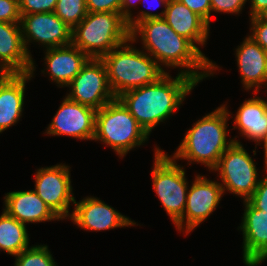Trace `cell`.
<instances>
[{
  "label": "cell",
  "instance_id": "obj_1",
  "mask_svg": "<svg viewBox=\"0 0 267 266\" xmlns=\"http://www.w3.org/2000/svg\"><path fill=\"white\" fill-rule=\"evenodd\" d=\"M130 37L134 42L141 37L143 50L160 66L179 68L180 73L189 75L198 83L219 70L216 62L206 57L191 41L178 35L163 18L140 22L130 32Z\"/></svg>",
  "mask_w": 267,
  "mask_h": 266
},
{
  "label": "cell",
  "instance_id": "obj_2",
  "mask_svg": "<svg viewBox=\"0 0 267 266\" xmlns=\"http://www.w3.org/2000/svg\"><path fill=\"white\" fill-rule=\"evenodd\" d=\"M197 85L198 82L189 75L178 72L172 78L167 72L155 83L130 89L117 98L150 135L154 127L180 109L187 95Z\"/></svg>",
  "mask_w": 267,
  "mask_h": 266
},
{
  "label": "cell",
  "instance_id": "obj_3",
  "mask_svg": "<svg viewBox=\"0 0 267 266\" xmlns=\"http://www.w3.org/2000/svg\"><path fill=\"white\" fill-rule=\"evenodd\" d=\"M227 104L220 105L197 120L188 129L182 142L173 155L174 160H187L188 164L201 163L211 171L221 155L234 142L228 137V123L231 115Z\"/></svg>",
  "mask_w": 267,
  "mask_h": 266
},
{
  "label": "cell",
  "instance_id": "obj_4",
  "mask_svg": "<svg viewBox=\"0 0 267 266\" xmlns=\"http://www.w3.org/2000/svg\"><path fill=\"white\" fill-rule=\"evenodd\" d=\"M131 44L134 40L129 38L101 58L107 70L108 84L116 98L130 89L155 83L167 73L152 56Z\"/></svg>",
  "mask_w": 267,
  "mask_h": 266
},
{
  "label": "cell",
  "instance_id": "obj_5",
  "mask_svg": "<svg viewBox=\"0 0 267 266\" xmlns=\"http://www.w3.org/2000/svg\"><path fill=\"white\" fill-rule=\"evenodd\" d=\"M129 38L126 20L114 12L87 13L72 30V44L95 59H101Z\"/></svg>",
  "mask_w": 267,
  "mask_h": 266
},
{
  "label": "cell",
  "instance_id": "obj_6",
  "mask_svg": "<svg viewBox=\"0 0 267 266\" xmlns=\"http://www.w3.org/2000/svg\"><path fill=\"white\" fill-rule=\"evenodd\" d=\"M148 138L149 134L118 98L96 110L93 140L110 146L121 158L144 145Z\"/></svg>",
  "mask_w": 267,
  "mask_h": 266
},
{
  "label": "cell",
  "instance_id": "obj_7",
  "mask_svg": "<svg viewBox=\"0 0 267 266\" xmlns=\"http://www.w3.org/2000/svg\"><path fill=\"white\" fill-rule=\"evenodd\" d=\"M154 151L155 161L150 171L153 190L175 225L183 217L186 206L189 185L185 168L159 147L155 146Z\"/></svg>",
  "mask_w": 267,
  "mask_h": 266
},
{
  "label": "cell",
  "instance_id": "obj_8",
  "mask_svg": "<svg viewBox=\"0 0 267 266\" xmlns=\"http://www.w3.org/2000/svg\"><path fill=\"white\" fill-rule=\"evenodd\" d=\"M236 138H233L234 142L211 171L218 172L217 177L222 181L220 184L224 194L228 191L245 201L255 192L260 178L255 165L257 163H254L251 155Z\"/></svg>",
  "mask_w": 267,
  "mask_h": 266
},
{
  "label": "cell",
  "instance_id": "obj_9",
  "mask_svg": "<svg viewBox=\"0 0 267 266\" xmlns=\"http://www.w3.org/2000/svg\"><path fill=\"white\" fill-rule=\"evenodd\" d=\"M70 168L62 163L41 167L34 178V191L61 220L70 218V203L76 201L72 193Z\"/></svg>",
  "mask_w": 267,
  "mask_h": 266
},
{
  "label": "cell",
  "instance_id": "obj_10",
  "mask_svg": "<svg viewBox=\"0 0 267 266\" xmlns=\"http://www.w3.org/2000/svg\"><path fill=\"white\" fill-rule=\"evenodd\" d=\"M66 87L71 90L67 98L95 110L116 98L108 84L107 70L101 59L90 58Z\"/></svg>",
  "mask_w": 267,
  "mask_h": 266
},
{
  "label": "cell",
  "instance_id": "obj_11",
  "mask_svg": "<svg viewBox=\"0 0 267 266\" xmlns=\"http://www.w3.org/2000/svg\"><path fill=\"white\" fill-rule=\"evenodd\" d=\"M223 195L220 182L197 174L188 188L184 214L175 224L176 229L188 235L216 210Z\"/></svg>",
  "mask_w": 267,
  "mask_h": 266
},
{
  "label": "cell",
  "instance_id": "obj_12",
  "mask_svg": "<svg viewBox=\"0 0 267 266\" xmlns=\"http://www.w3.org/2000/svg\"><path fill=\"white\" fill-rule=\"evenodd\" d=\"M23 42L27 53L30 43L38 42L44 49L72 44V29L54 12L35 13L21 16Z\"/></svg>",
  "mask_w": 267,
  "mask_h": 266
},
{
  "label": "cell",
  "instance_id": "obj_13",
  "mask_svg": "<svg viewBox=\"0 0 267 266\" xmlns=\"http://www.w3.org/2000/svg\"><path fill=\"white\" fill-rule=\"evenodd\" d=\"M96 110L67 98L62 103L45 133L47 136L67 135L79 140H93Z\"/></svg>",
  "mask_w": 267,
  "mask_h": 266
},
{
  "label": "cell",
  "instance_id": "obj_14",
  "mask_svg": "<svg viewBox=\"0 0 267 266\" xmlns=\"http://www.w3.org/2000/svg\"><path fill=\"white\" fill-rule=\"evenodd\" d=\"M70 216L73 224L87 231H104L136 225L134 220L122 215L119 211L100 200L98 197L87 196L74 202Z\"/></svg>",
  "mask_w": 267,
  "mask_h": 266
},
{
  "label": "cell",
  "instance_id": "obj_15",
  "mask_svg": "<svg viewBox=\"0 0 267 266\" xmlns=\"http://www.w3.org/2000/svg\"><path fill=\"white\" fill-rule=\"evenodd\" d=\"M244 203L242 222L237 228L243 235V263L246 266L261 265L267 259V212Z\"/></svg>",
  "mask_w": 267,
  "mask_h": 266
},
{
  "label": "cell",
  "instance_id": "obj_16",
  "mask_svg": "<svg viewBox=\"0 0 267 266\" xmlns=\"http://www.w3.org/2000/svg\"><path fill=\"white\" fill-rule=\"evenodd\" d=\"M27 53L20 23L0 22V73L35 72V61Z\"/></svg>",
  "mask_w": 267,
  "mask_h": 266
},
{
  "label": "cell",
  "instance_id": "obj_17",
  "mask_svg": "<svg viewBox=\"0 0 267 266\" xmlns=\"http://www.w3.org/2000/svg\"><path fill=\"white\" fill-rule=\"evenodd\" d=\"M237 47L235 56L244 89H254V93L260 87L267 90V52L249 36Z\"/></svg>",
  "mask_w": 267,
  "mask_h": 266
},
{
  "label": "cell",
  "instance_id": "obj_18",
  "mask_svg": "<svg viewBox=\"0 0 267 266\" xmlns=\"http://www.w3.org/2000/svg\"><path fill=\"white\" fill-rule=\"evenodd\" d=\"M31 77V73L0 74V133L21 119L25 87Z\"/></svg>",
  "mask_w": 267,
  "mask_h": 266
},
{
  "label": "cell",
  "instance_id": "obj_19",
  "mask_svg": "<svg viewBox=\"0 0 267 266\" xmlns=\"http://www.w3.org/2000/svg\"><path fill=\"white\" fill-rule=\"evenodd\" d=\"M44 53L46 69L41 71L43 74H48L59 88L66 87L90 59L73 44L48 48Z\"/></svg>",
  "mask_w": 267,
  "mask_h": 266
},
{
  "label": "cell",
  "instance_id": "obj_20",
  "mask_svg": "<svg viewBox=\"0 0 267 266\" xmlns=\"http://www.w3.org/2000/svg\"><path fill=\"white\" fill-rule=\"evenodd\" d=\"M3 203V210L24 224L61 220L34 190L8 192Z\"/></svg>",
  "mask_w": 267,
  "mask_h": 266
},
{
  "label": "cell",
  "instance_id": "obj_21",
  "mask_svg": "<svg viewBox=\"0 0 267 266\" xmlns=\"http://www.w3.org/2000/svg\"><path fill=\"white\" fill-rule=\"evenodd\" d=\"M163 19L178 34L198 46L206 45L210 26L179 0H169ZM198 44V45H197Z\"/></svg>",
  "mask_w": 267,
  "mask_h": 266
},
{
  "label": "cell",
  "instance_id": "obj_22",
  "mask_svg": "<svg viewBox=\"0 0 267 266\" xmlns=\"http://www.w3.org/2000/svg\"><path fill=\"white\" fill-rule=\"evenodd\" d=\"M249 98L244 100L235 114L233 129L238 128L241 136L256 142L258 146L259 141L264 136L267 130V100L261 97Z\"/></svg>",
  "mask_w": 267,
  "mask_h": 266
},
{
  "label": "cell",
  "instance_id": "obj_23",
  "mask_svg": "<svg viewBox=\"0 0 267 266\" xmlns=\"http://www.w3.org/2000/svg\"><path fill=\"white\" fill-rule=\"evenodd\" d=\"M26 224L8 215L4 210L0 215V251L16 256L29 247Z\"/></svg>",
  "mask_w": 267,
  "mask_h": 266
},
{
  "label": "cell",
  "instance_id": "obj_24",
  "mask_svg": "<svg viewBox=\"0 0 267 266\" xmlns=\"http://www.w3.org/2000/svg\"><path fill=\"white\" fill-rule=\"evenodd\" d=\"M54 13L72 30L86 17V0H57Z\"/></svg>",
  "mask_w": 267,
  "mask_h": 266
},
{
  "label": "cell",
  "instance_id": "obj_25",
  "mask_svg": "<svg viewBox=\"0 0 267 266\" xmlns=\"http://www.w3.org/2000/svg\"><path fill=\"white\" fill-rule=\"evenodd\" d=\"M14 266H58L47 245H34L15 256Z\"/></svg>",
  "mask_w": 267,
  "mask_h": 266
},
{
  "label": "cell",
  "instance_id": "obj_26",
  "mask_svg": "<svg viewBox=\"0 0 267 266\" xmlns=\"http://www.w3.org/2000/svg\"><path fill=\"white\" fill-rule=\"evenodd\" d=\"M57 0H19L21 16L35 13L54 12Z\"/></svg>",
  "mask_w": 267,
  "mask_h": 266
},
{
  "label": "cell",
  "instance_id": "obj_27",
  "mask_svg": "<svg viewBox=\"0 0 267 266\" xmlns=\"http://www.w3.org/2000/svg\"><path fill=\"white\" fill-rule=\"evenodd\" d=\"M19 0H0V22L20 23Z\"/></svg>",
  "mask_w": 267,
  "mask_h": 266
},
{
  "label": "cell",
  "instance_id": "obj_28",
  "mask_svg": "<svg viewBox=\"0 0 267 266\" xmlns=\"http://www.w3.org/2000/svg\"><path fill=\"white\" fill-rule=\"evenodd\" d=\"M211 12L240 14L247 0H210Z\"/></svg>",
  "mask_w": 267,
  "mask_h": 266
},
{
  "label": "cell",
  "instance_id": "obj_29",
  "mask_svg": "<svg viewBox=\"0 0 267 266\" xmlns=\"http://www.w3.org/2000/svg\"><path fill=\"white\" fill-rule=\"evenodd\" d=\"M249 19L251 21L249 28L251 32L248 36L267 52V21L261 20L258 16Z\"/></svg>",
  "mask_w": 267,
  "mask_h": 266
},
{
  "label": "cell",
  "instance_id": "obj_30",
  "mask_svg": "<svg viewBox=\"0 0 267 266\" xmlns=\"http://www.w3.org/2000/svg\"><path fill=\"white\" fill-rule=\"evenodd\" d=\"M151 1V0H150ZM153 1V0H152ZM157 2L155 5L158 8L159 5H162L164 7L163 11H161L160 13H152L150 11L147 10H141L139 11V14L137 16H131L127 21V26L130 30V32L142 21L148 20V19H153V18H163L164 13L166 12V7L168 4L169 0H154L153 2ZM147 2V1H146ZM145 3V2H144ZM154 4V3H153ZM156 7H149V9H155Z\"/></svg>",
  "mask_w": 267,
  "mask_h": 266
},
{
  "label": "cell",
  "instance_id": "obj_31",
  "mask_svg": "<svg viewBox=\"0 0 267 266\" xmlns=\"http://www.w3.org/2000/svg\"><path fill=\"white\" fill-rule=\"evenodd\" d=\"M121 4L122 0H86V8L88 13H121Z\"/></svg>",
  "mask_w": 267,
  "mask_h": 266
},
{
  "label": "cell",
  "instance_id": "obj_32",
  "mask_svg": "<svg viewBox=\"0 0 267 266\" xmlns=\"http://www.w3.org/2000/svg\"><path fill=\"white\" fill-rule=\"evenodd\" d=\"M267 172V169H264ZM254 208L267 212V175L260 178L253 195L247 200Z\"/></svg>",
  "mask_w": 267,
  "mask_h": 266
},
{
  "label": "cell",
  "instance_id": "obj_33",
  "mask_svg": "<svg viewBox=\"0 0 267 266\" xmlns=\"http://www.w3.org/2000/svg\"><path fill=\"white\" fill-rule=\"evenodd\" d=\"M194 13L199 15L209 26L211 17L210 0H179Z\"/></svg>",
  "mask_w": 267,
  "mask_h": 266
},
{
  "label": "cell",
  "instance_id": "obj_34",
  "mask_svg": "<svg viewBox=\"0 0 267 266\" xmlns=\"http://www.w3.org/2000/svg\"><path fill=\"white\" fill-rule=\"evenodd\" d=\"M142 0H122L121 4V16L127 21L131 16H133V13L131 11V8H136L137 2Z\"/></svg>",
  "mask_w": 267,
  "mask_h": 266
},
{
  "label": "cell",
  "instance_id": "obj_35",
  "mask_svg": "<svg viewBox=\"0 0 267 266\" xmlns=\"http://www.w3.org/2000/svg\"><path fill=\"white\" fill-rule=\"evenodd\" d=\"M250 2L249 18L257 17L267 7V0H250Z\"/></svg>",
  "mask_w": 267,
  "mask_h": 266
},
{
  "label": "cell",
  "instance_id": "obj_36",
  "mask_svg": "<svg viewBox=\"0 0 267 266\" xmlns=\"http://www.w3.org/2000/svg\"><path fill=\"white\" fill-rule=\"evenodd\" d=\"M259 145H263V150H264V167H265V169H267V130H266V132H265V134H264V136L262 137V139L259 141V143H258Z\"/></svg>",
  "mask_w": 267,
  "mask_h": 266
},
{
  "label": "cell",
  "instance_id": "obj_37",
  "mask_svg": "<svg viewBox=\"0 0 267 266\" xmlns=\"http://www.w3.org/2000/svg\"><path fill=\"white\" fill-rule=\"evenodd\" d=\"M258 17L263 21H267V7L258 15Z\"/></svg>",
  "mask_w": 267,
  "mask_h": 266
}]
</instances>
